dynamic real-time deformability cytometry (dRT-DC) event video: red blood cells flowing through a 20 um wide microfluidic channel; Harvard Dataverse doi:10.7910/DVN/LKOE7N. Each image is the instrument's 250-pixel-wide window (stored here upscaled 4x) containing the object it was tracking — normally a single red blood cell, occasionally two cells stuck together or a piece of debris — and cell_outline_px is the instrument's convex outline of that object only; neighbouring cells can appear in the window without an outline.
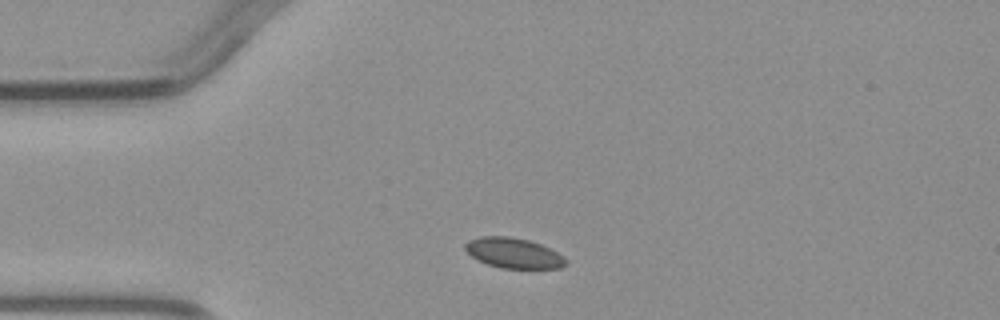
{"species": "common noctule bat (a hibernating species)", "species_latin": "Nyctalus noctula", "temperature_condition": "warm", "stored_images_in_passage": 3, "camera_frame_rate_fps": 3000, "um_per_image_px": 0.085, "animal": {"sex": "male", "body_mass_g": 23.1, "forearm_length_mm": 52.7}, "frame": {"image": 1, "passage_image": 1, "time_ms": 0.0, "image_size_px": [1000, 320], "cell_outline_px": [[568, 264], [560, 268], [500, 268], [488, 264], [472, 256], [464, 248], [464, 244], [468, 240], [480, 236], [508, 236], [528, 240], [540, 244], [556, 252], [568, 260]], "centroid_in_image_um": [43.65, 21.5], "position_along_channel_um": 41.3, "area_um2": 17.63}}
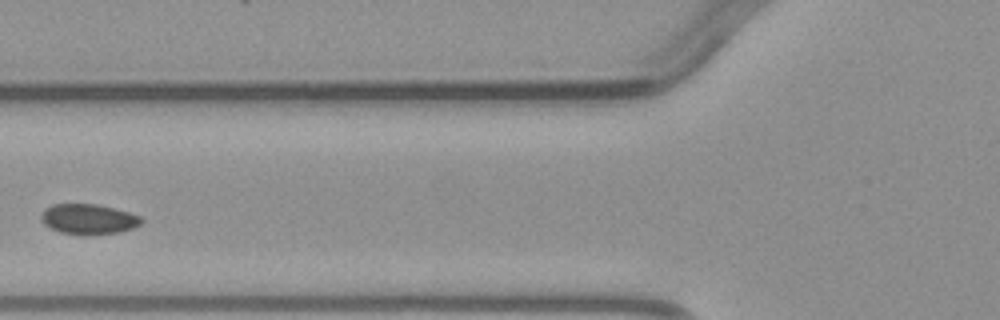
{"frame": {"image": 2, "passage_image": 3, "time_ms": 2.333, "image_size_px": [1000, 320], "cell_outline_px": [[144, 220], [140, 224], [132, 228], [120, 232], [60, 232], [44, 224], [40, 220], [40, 216], [44, 208], [52, 204], [96, 204], [116, 208], [140, 216]], "centroid_in_image_um": [7.51, 18.57], "position_along_channel_um": 118.3, "area_um2": 17.05}}